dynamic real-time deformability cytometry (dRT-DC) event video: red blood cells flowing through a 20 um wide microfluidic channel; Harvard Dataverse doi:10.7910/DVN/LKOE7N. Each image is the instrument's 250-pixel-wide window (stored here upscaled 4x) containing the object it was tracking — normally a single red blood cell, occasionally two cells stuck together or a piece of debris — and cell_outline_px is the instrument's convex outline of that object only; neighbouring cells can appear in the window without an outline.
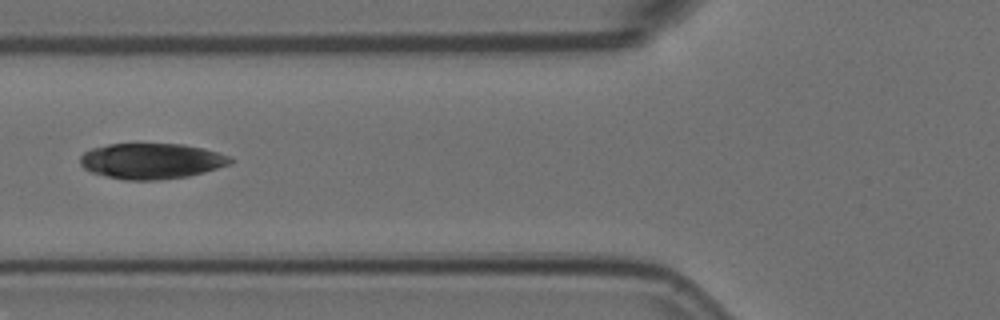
{"species": "Egyptian fruit bat (a non-hibernating species)", "species_latin": "Rousettus aegyptiacus", "temperature_condition": "room temperature", "stored_images_in_passage": 6, "camera_frame_rate_fps": 3000, "um_per_image_px": 0.085, "animal": {"sex": "female"}, "frame": {"image": 1, "passage_image": 6, "time_ms": 1.667, "image_size_px": [1000, 320], "cell_outline_px": [[232, 164], [204, 172], [188, 176], [156, 180], [124, 180], [92, 172], [84, 168], [80, 164], [80, 156], [84, 152], [92, 148], [108, 144], [184, 144], [204, 148], [228, 156], [232, 160]], "centroid_in_image_um": [12.87, 13.68], "position_along_channel_um": 112.9, "area_um2": 31.1}}